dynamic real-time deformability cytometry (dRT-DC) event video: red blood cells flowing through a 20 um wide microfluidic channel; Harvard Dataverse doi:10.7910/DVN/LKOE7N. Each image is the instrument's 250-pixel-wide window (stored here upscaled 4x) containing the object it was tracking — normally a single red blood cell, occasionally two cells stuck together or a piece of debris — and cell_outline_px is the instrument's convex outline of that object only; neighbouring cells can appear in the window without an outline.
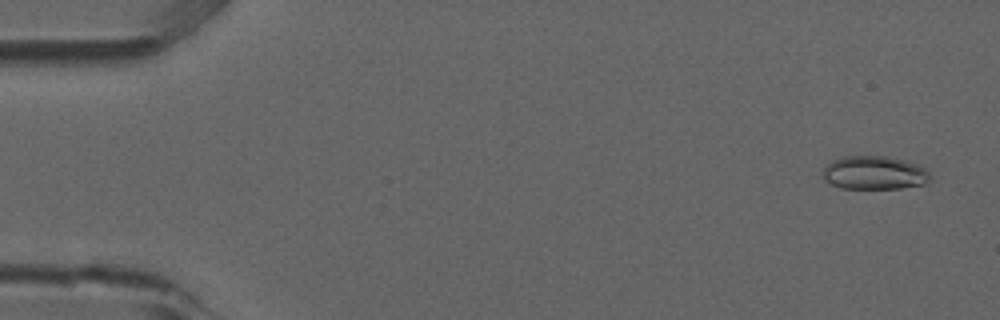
{"species": "common noctule bat (a hibernating species)", "species_latin": "Nyctalus noctula", "temperature_condition": "room temperature", "stored_images_in_passage": 4, "camera_frame_rate_fps": 3000, "um_per_image_px": 0.085, "animal": {"sex": "male", "forearm_length_mm": 52.5}, "frame": {"image": 1, "passage_image": 1, "time_ms": 0.0, "image_size_px": [1000, 320], "cell_outline_px": [[928, 180], [924, 184], [900, 188], [840, 188], [824, 180], [824, 168], [832, 160], [840, 156], [888, 156], [920, 164], [928, 172]], "centroid_in_image_um": [74.3, 14.67], "position_along_channel_um": 10.7, "area_um2": 20.87}}